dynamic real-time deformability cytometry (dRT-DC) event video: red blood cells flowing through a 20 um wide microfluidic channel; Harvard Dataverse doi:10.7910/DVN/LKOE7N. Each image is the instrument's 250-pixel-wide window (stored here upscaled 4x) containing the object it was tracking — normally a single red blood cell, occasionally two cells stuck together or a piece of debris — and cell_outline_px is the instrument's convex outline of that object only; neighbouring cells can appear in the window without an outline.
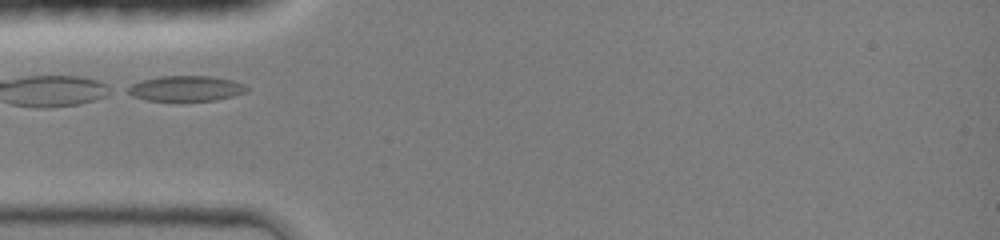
{"species": "common noctule bat (a hibernating species)", "species_latin": "Nyctalus noctula", "temperature_condition": "room temperature", "stored_images_in_passage": 1, "camera_frame_rate_fps": 3000, "um_per_image_px": 0.085, "animal": {"sex": "female", "body_mass_g": 19.0, "forearm_length_mm": 51.5}, "frame": {"image": 1, "passage_image": 1, "time_ms": 0.0, "image_size_px": [1000, 240], "cell_outline_px": [[248, 92], [216, 100], [144, 100], [132, 96], [124, 92], [124, 88], [132, 84], [144, 80], [160, 76], [208, 76], [232, 80], [244, 84], [248, 88]], "centroid_in_image_um": [15.77, 7.52], "position_along_channel_um": 69.2, "area_um2": 17.57}}